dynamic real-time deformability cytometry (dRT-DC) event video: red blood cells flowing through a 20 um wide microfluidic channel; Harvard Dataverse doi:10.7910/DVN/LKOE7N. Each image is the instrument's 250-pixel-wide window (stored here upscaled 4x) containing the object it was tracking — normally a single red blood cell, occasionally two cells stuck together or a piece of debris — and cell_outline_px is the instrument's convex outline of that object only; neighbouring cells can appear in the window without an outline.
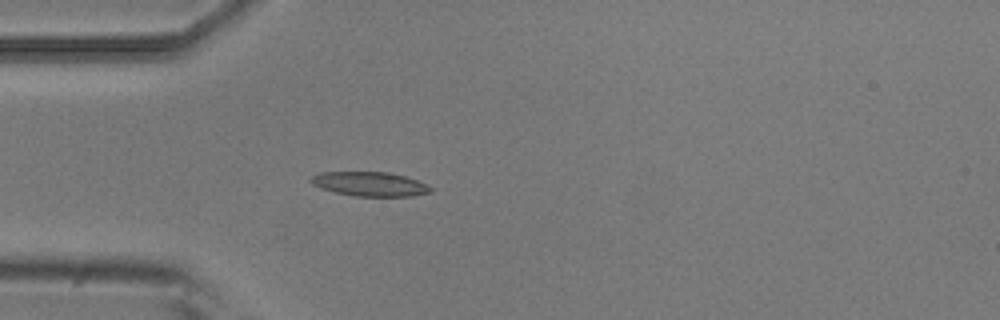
{"species": "common noctule bat (a hibernating species)", "species_latin": "Nyctalus noctula", "temperature_condition": "room temperature", "stored_images_in_passage": 4, "camera_frame_rate_fps": 3000, "um_per_image_px": 0.085, "animal": {"sex": "male", "body_mass_g": 20.5, "forearm_length_mm": 52.5}, "frame": {"image": 1, "passage_image": 4, "time_ms": 1.0, "image_size_px": [1000, 320], "cell_outline_px": [[432, 192], [412, 196], [356, 196], [336, 192], [320, 188], [312, 184], [308, 180], [312, 176], [320, 172], [388, 172], [404, 176], [428, 184], [432, 188]], "centroid_in_image_um": [31.43, 15.64], "position_along_channel_um": 53.6, "area_um2": 16.94}}